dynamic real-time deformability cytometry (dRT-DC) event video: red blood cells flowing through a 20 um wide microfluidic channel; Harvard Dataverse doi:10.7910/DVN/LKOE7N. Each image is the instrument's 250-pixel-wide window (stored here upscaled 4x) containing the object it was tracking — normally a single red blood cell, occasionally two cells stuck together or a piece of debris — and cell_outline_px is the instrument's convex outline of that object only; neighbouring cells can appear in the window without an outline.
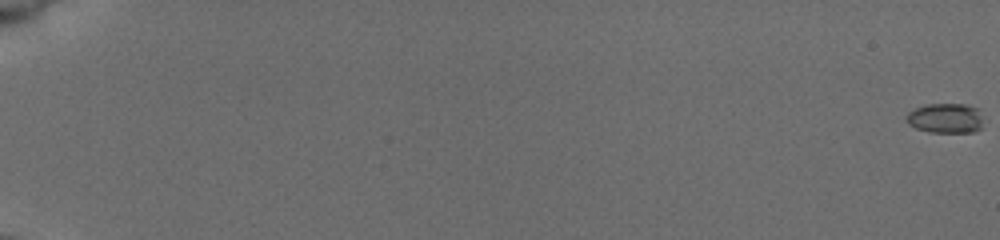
{"species": "common noctule bat (a hibernating species)", "species_latin": "Nyctalus noctula", "temperature_condition": "cold", "stored_images_in_passage": 11, "camera_frame_rate_fps": 3000, "um_per_image_px": 0.085, "animal": {"sex": "female", "body_mass_g": 19.5, "forearm_length_mm": 54.1}, "frame": {"image": 1, "passage_image": 1, "time_ms": 0.0, "image_size_px": [1000, 240], "cell_outline_px": [[980, 128], [972, 132], [928, 132], [916, 128], [908, 124], [908, 112], [916, 108], [928, 104], [968, 104], [976, 108], [980, 120]], "centroid_in_image_um": [80.33, 10.05], "position_along_channel_um": 4.7, "area_um2": 13.01}}